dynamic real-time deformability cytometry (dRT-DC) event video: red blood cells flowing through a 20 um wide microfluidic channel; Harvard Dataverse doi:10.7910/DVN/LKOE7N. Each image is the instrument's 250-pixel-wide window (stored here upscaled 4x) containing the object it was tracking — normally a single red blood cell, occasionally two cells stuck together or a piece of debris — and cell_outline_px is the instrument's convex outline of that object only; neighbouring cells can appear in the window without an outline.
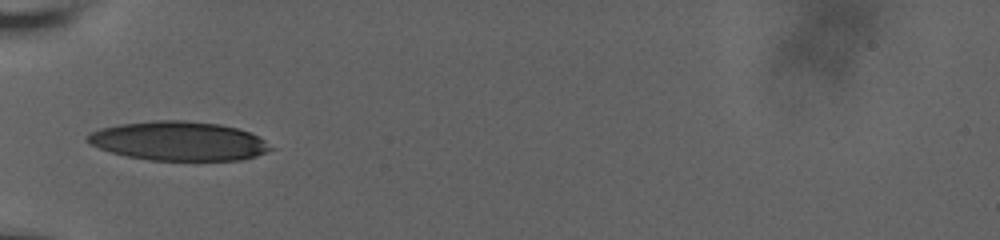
{"species": "human", "species_latin": "Homo sapiens", "temperature_condition": "room temperature", "stored_images_in_passage": 8, "camera_frame_rate_fps": 3000, "um_per_image_px": 0.085, "donor": {"sex": "male"}, "frame": {"image": 1, "passage_image": 1, "time_ms": 0.0, "image_size_px": [1000, 240], "cell_outline_px": [[276, 148], [256, 156], [240, 160], [148, 160], [128, 156], [112, 152], [100, 148], [84, 140], [92, 132], [100, 128], [120, 124], [156, 120], [184, 120], [220, 124], [236, 128], [248, 132], [264, 140]], "centroid_in_image_um": [15.21, 11.99], "position_along_channel_um": 69.8, "area_um2": 41.5}}
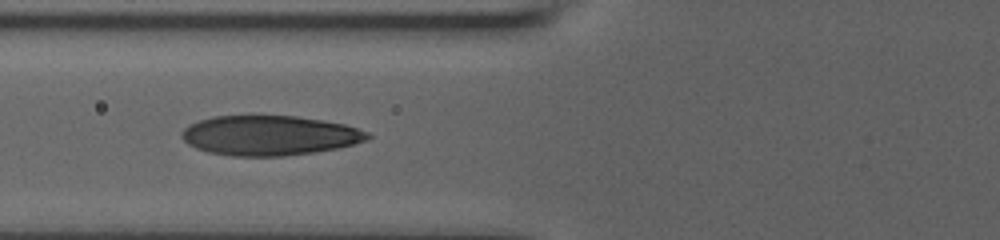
{"frame": {"image": 2, "passage_image": 7, "time_ms": 1.0, "image_size_px": [1000, 240], "cell_outline_px": [[372, 136], [364, 140], [352, 144], [336, 148], [316, 152], [284, 156], [232, 156], [208, 152], [196, 148], [188, 144], [180, 136], [180, 132], [188, 124], [212, 116], [252, 112], [260, 112], [296, 116], [344, 124], [368, 132]], "centroid_in_image_um": [22.81, 11.46], "position_along_channel_um": 103.0, "area_um2": 44.33}}